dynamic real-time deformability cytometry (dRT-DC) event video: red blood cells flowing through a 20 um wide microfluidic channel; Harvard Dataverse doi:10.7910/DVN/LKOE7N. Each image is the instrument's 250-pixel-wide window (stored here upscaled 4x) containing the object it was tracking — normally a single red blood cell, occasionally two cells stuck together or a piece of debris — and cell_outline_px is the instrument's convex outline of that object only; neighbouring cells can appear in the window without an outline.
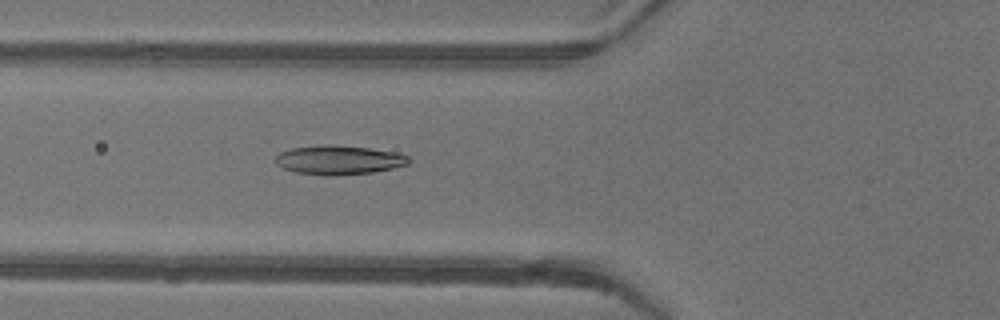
{"species": "common noctule bat (a hibernating species)", "species_latin": "Nyctalus noctula", "temperature_condition": "warm", "stored_images_in_passage": 50, "camera_frame_rate_fps": 3000, "um_per_image_px": 0.085, "animal": {"sex": "female"}, "frame": {"image": 1, "passage_image": 20, "time_ms": 6.333, "image_size_px": [1000, 320], "cell_outline_px": [[412, 160], [408, 164], [392, 168], [372, 172], [296, 172], [284, 168], [276, 164], [276, 156], [280, 152], [292, 148], [324, 144], [328, 144], [368, 148], [396, 152], [408, 156]], "centroid_in_image_um": [28.84, 13.53], "position_along_channel_um": 97.0, "area_um2": 21.39}}
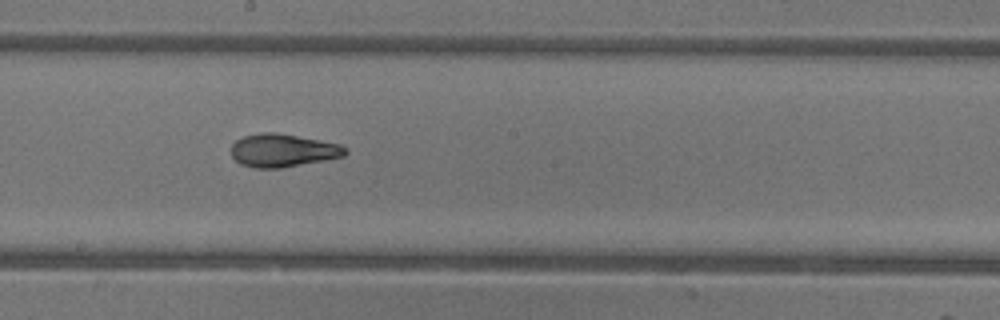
{"frame": {"image": 2, "passage_image": 29, "time_ms": 9.333, "image_size_px": [1000, 320], "cell_outline_px": [[348, 152], [344, 156], [324, 160], [280, 168], [256, 168], [240, 164], [232, 156], [232, 144], [236, 140], [244, 136], [260, 132], [276, 132], [320, 140], [340, 144]], "centroid_in_image_um": [24.02, 12.78], "position_along_channel_um": 224.2, "area_um2": 21.85}}
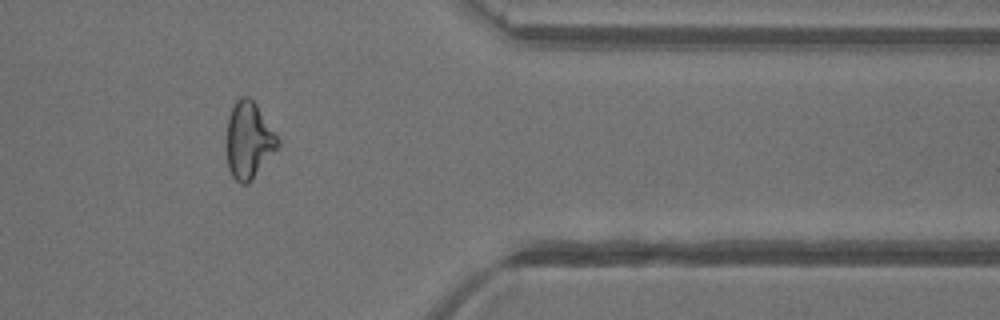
{"frame": {"image": 3, "passage_image": 42, "time_ms": 13.667, "image_size_px": [1000, 320], "cell_outline_px": [[280, 144], [248, 184], [240, 184], [232, 176], [228, 168], [228, 116], [236, 100], [240, 96], [248, 96], [256, 104], [280, 140]], "centroid_in_image_um": [21.15, 11.91], "position_along_channel_um": 390.3, "area_um2": 22.37}, "authors_computed_cell_mechanics": {"area_um2": 22.5709, "velocity_mm_per_s": 4.2179, "shape_relaxation_time_tau1_ms": 8.599, "shape_relaxation_time_tau2_ms": 1.4335, "deformation_change_tau1": 0.26, "deformation_change_tau2": 0.0677}}